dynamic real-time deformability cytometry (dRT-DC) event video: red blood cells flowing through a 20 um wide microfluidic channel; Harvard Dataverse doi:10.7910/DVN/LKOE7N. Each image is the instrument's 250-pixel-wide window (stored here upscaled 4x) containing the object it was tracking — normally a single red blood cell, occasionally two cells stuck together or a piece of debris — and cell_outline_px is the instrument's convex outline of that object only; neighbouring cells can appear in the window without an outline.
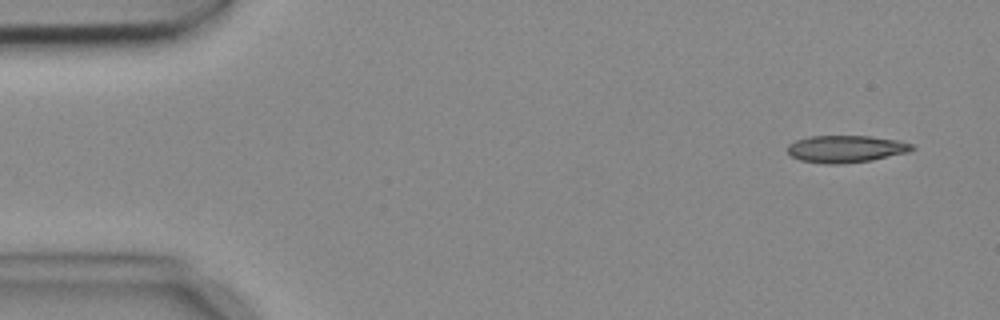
{"species": "common noctule bat (a hibernating species)", "species_latin": "Nyctalus noctula", "temperature_condition": "cold", "stored_images_in_passage": 4, "camera_frame_rate_fps": 3000, "um_per_image_px": 0.085, "animal": {"sex": "female", "body_mass_g": 18.4}, "frame": {"image": 1, "passage_image": 1, "time_ms": 0.0, "image_size_px": [1000, 320], "cell_outline_px": [[916, 148], [908, 152], [872, 160], [840, 164], [824, 164], [800, 160], [792, 156], [788, 152], [788, 144], [796, 140], [808, 136], [872, 136], [896, 140], [912, 144]], "centroid_in_image_um": [71.89, 12.66], "position_along_channel_um": 13.1, "area_um2": 19.71}}
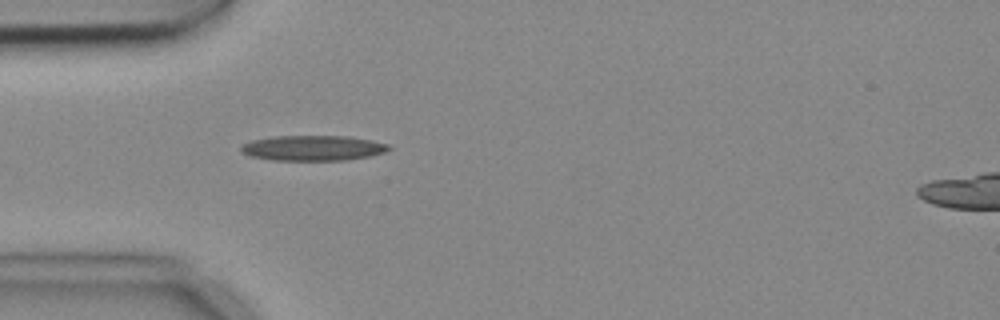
{"frame": {"image": 2, "passage_image": 4, "time_ms": 1.0, "image_size_px": [1000, 320], "cell_outline_px": [[392, 148], [384, 152], [372, 156], [344, 160], [272, 160], [248, 156], [240, 152], [240, 144], [252, 140], [272, 136], [348, 136], [372, 140], [388, 144]], "centroid_in_image_um": [26.56, 12.58], "position_along_channel_um": 58.4, "area_um2": 22.02}}